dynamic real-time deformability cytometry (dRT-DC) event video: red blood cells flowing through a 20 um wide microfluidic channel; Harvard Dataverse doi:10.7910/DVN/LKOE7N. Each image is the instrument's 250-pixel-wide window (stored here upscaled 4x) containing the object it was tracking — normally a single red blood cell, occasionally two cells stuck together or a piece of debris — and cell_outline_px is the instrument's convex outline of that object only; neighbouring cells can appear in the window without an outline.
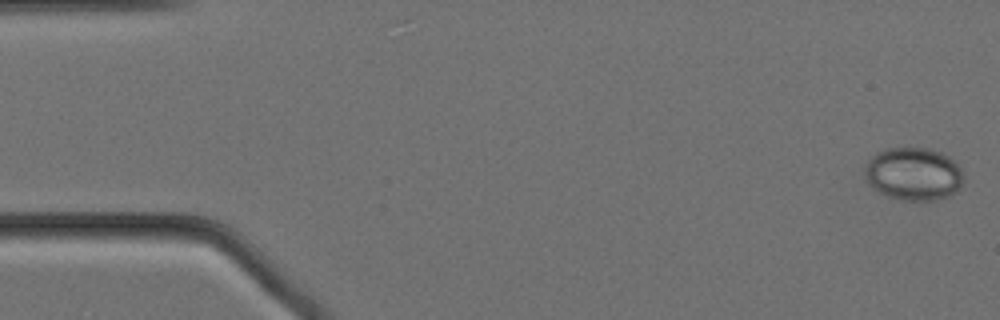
{"species": "Egyptian fruit bat (a non-hibernating species)", "species_latin": "Rousettus aegyptiacus", "temperature_condition": "cold", "stored_images_in_passage": 57, "camera_frame_rate_fps": 3000, "um_per_image_px": 0.085, "animal": {"sex": "female"}, "frame": {"image": 1, "passage_image": 1, "time_ms": 0.0, "image_size_px": [1000, 320], "cell_outline_px": [[964, 180], [960, 188], [956, 192], [948, 196], [936, 200], [900, 200], [888, 196], [880, 192], [868, 184], [864, 176], [864, 168], [868, 160], [876, 152], [884, 148], [928, 148], [940, 152], [948, 156], [960, 168], [964, 176]], "centroid_in_image_um": [77.63, 14.78], "position_along_channel_um": 7.4, "area_um2": 30.69}}
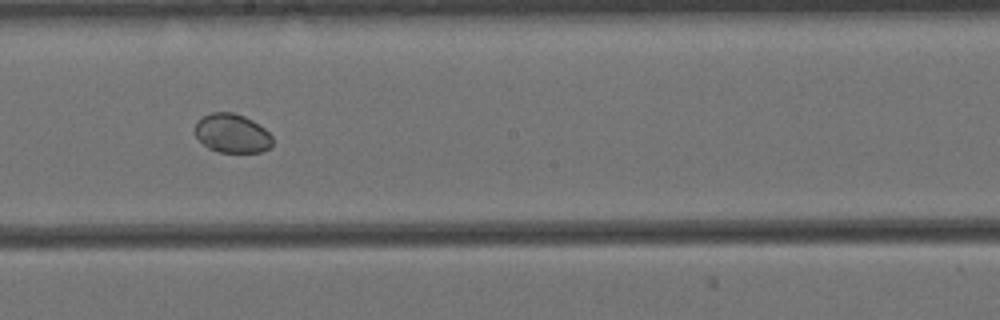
{"frame": {"image": 2, "passage_image": 31, "time_ms": 10.0, "image_size_px": [1000, 320], "cell_outline_px": [[272, 144], [268, 148], [260, 152], [216, 152], [208, 148], [196, 136], [196, 124], [204, 116], [212, 112], [232, 112], [244, 116], [252, 120], [264, 128], [272, 136]], "centroid_in_image_um": [19.74, 11.34], "position_along_channel_um": 228.5, "area_um2": 17.4}}
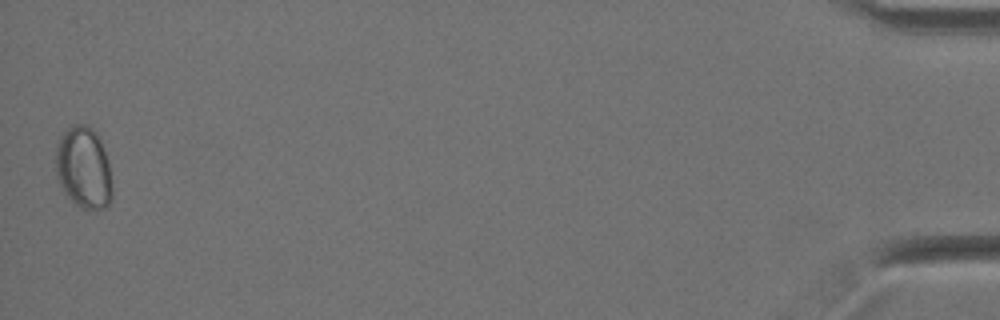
{"frame": {"image": 3, "passage_image": 57, "time_ms": 18.667, "image_size_px": [1000, 320], "cell_outline_px": [[112, 200], [104, 208], [92, 212], [80, 208], [68, 196], [60, 184], [56, 176], [56, 144], [60, 136], [68, 128], [76, 124], [84, 124], [92, 128], [96, 132], [100, 140], [108, 164], [112, 188]], "centroid_in_image_um": [7.1, 14.29], "position_along_channel_um": 428.1, "area_um2": 26.93}}